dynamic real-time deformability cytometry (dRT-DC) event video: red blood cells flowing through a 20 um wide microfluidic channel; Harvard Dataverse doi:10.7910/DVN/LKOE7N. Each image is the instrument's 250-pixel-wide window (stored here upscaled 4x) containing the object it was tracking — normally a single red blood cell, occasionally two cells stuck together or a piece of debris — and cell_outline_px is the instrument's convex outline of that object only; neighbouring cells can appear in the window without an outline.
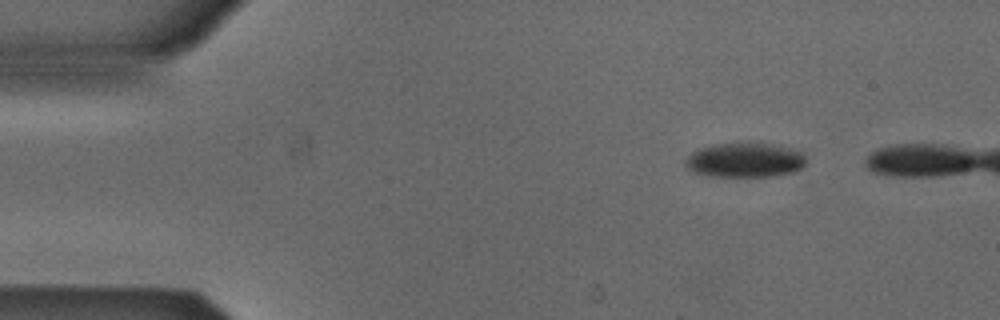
{"species": "Egyptian fruit bat (a non-hibernating species)", "species_latin": "Rousettus aegyptiacus", "temperature_condition": "cold", "stored_images_in_passage": 7, "camera_frame_rate_fps": 3000, "um_per_image_px": 0.085, "animal": {"sex": "male"}, "frame": {"image": 1, "passage_image": 1, "time_ms": 0.0, "image_size_px": [1000, 320], "cell_outline_px": [[804, 168], [792, 172], [772, 176], [708, 176], [688, 172], [684, 168], [684, 160], [692, 152], [700, 148], [712, 144], [744, 140], [748, 140], [772, 144], [804, 152]], "centroid_in_image_um": [63.24, 13.58], "position_along_channel_um": 21.8, "area_um2": 25.26}}